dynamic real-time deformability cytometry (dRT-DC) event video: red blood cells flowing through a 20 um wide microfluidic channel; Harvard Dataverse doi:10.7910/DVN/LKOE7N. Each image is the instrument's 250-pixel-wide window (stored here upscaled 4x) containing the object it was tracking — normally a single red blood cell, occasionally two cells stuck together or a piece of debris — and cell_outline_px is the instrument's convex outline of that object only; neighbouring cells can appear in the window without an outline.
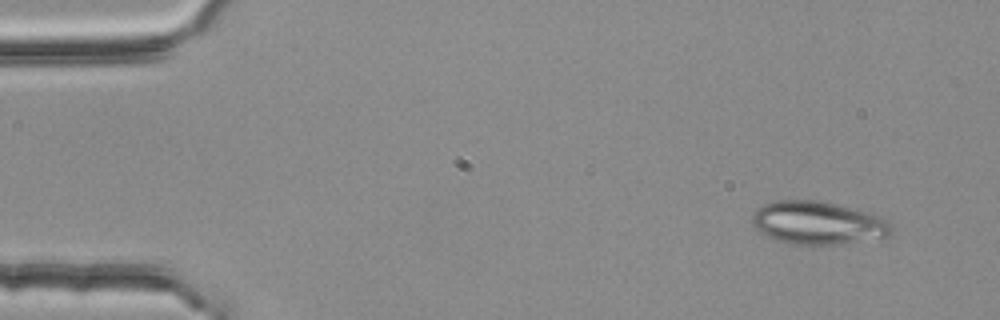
{"species": "common noctule bat (a hibernating species)", "species_latin": "Nyctalus noctula", "temperature_condition": "room temperature", "stored_images_in_passage": 4, "camera_frame_rate_fps": 3000, "um_per_image_px": 0.085, "animal": {"sex": "female", "body_mass_g": 25.1}, "frame": {"image": 1, "passage_image": 1, "time_ms": 0.0, "image_size_px": [1000, 320], "cell_outline_px": [[892, 236], [836, 244], [796, 244], [780, 240], [768, 236], [756, 228], [752, 224], [752, 212], [764, 204], [776, 200], [816, 200], [836, 204], [868, 212], [888, 220], [892, 224]], "centroid_in_image_um": [69.54, 18.93], "position_along_channel_um": 15.5, "area_um2": 34.62}}